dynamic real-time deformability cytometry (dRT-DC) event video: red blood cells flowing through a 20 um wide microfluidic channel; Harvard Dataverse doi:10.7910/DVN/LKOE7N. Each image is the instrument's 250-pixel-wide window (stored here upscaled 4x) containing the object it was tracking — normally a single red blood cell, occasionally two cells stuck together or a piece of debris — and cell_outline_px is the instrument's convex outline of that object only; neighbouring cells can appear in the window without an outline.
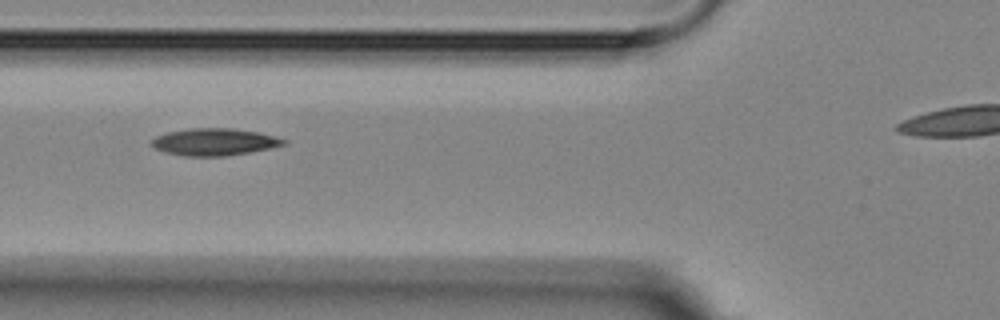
{"species": "Egyptian fruit bat (a non-hibernating species)", "species_latin": "Rousettus aegyptiacus", "temperature_condition": "room temperature", "stored_images_in_passage": 11, "camera_frame_rate_fps": 3000, "um_per_image_px": 0.085, "animal": {"sex": "female"}, "frame": {"image": 1, "passage_image": 3, "time_ms": 2.333, "image_size_px": [1000, 320], "cell_outline_px": [[288, 144], [248, 152], [224, 156], [184, 156], [164, 152], [156, 148], [152, 144], [152, 140], [156, 136], [168, 132], [188, 128], [232, 128], [260, 132], [288, 140]], "centroid_in_image_um": [18.24, 12.05], "position_along_channel_um": 107.6, "area_um2": 20.81}}
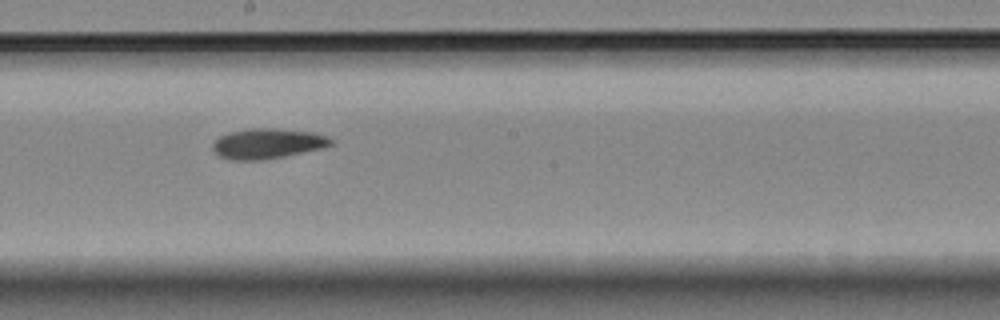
{"frame": {"image": 2, "passage_image": 6, "time_ms": 5.667, "image_size_px": [1000, 320], "cell_outline_px": [[332, 144], [324, 148], [264, 160], [228, 160], [220, 156], [212, 148], [212, 144], [220, 136], [228, 132], [252, 128], [272, 128], [312, 132], [328, 136], [332, 140]], "centroid_in_image_um": [22.73, 12.2], "position_along_channel_um": 225.5, "area_um2": 20.81}}
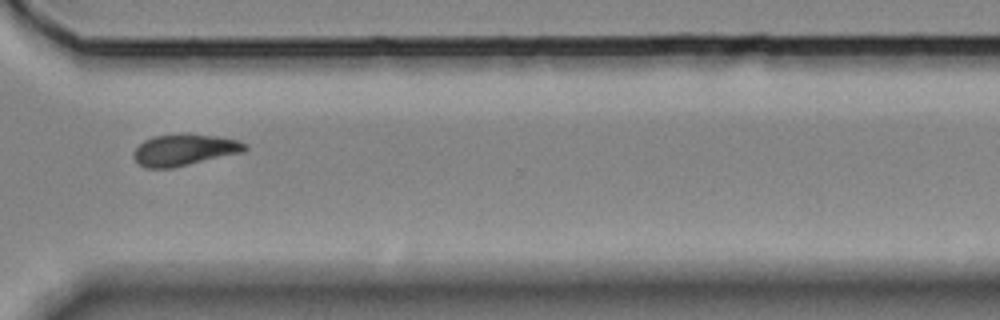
{"frame": {"image": 3, "passage_image": 9, "time_ms": 9.333, "image_size_px": [1000, 320], "cell_outline_px": [[248, 148], [244, 152], [172, 168], [144, 168], [132, 156], [132, 152], [144, 140], [152, 136], [216, 136], [236, 140], [248, 144]], "centroid_in_image_um": [15.66, 12.78], "position_along_channel_um": 354.9, "area_um2": 19.83}}